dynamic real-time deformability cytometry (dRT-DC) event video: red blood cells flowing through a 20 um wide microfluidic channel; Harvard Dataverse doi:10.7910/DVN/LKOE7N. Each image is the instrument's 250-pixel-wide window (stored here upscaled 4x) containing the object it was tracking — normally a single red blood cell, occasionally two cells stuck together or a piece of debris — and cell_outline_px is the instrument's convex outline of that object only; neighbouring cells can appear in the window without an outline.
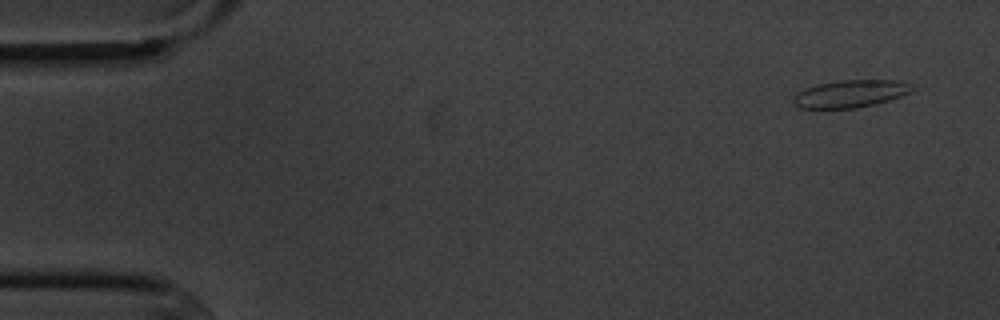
{"species": "common noctule bat (a hibernating species)", "species_latin": "Nyctalus noctula", "temperature_condition": "cold", "stored_images_in_passage": 10, "camera_frame_rate_fps": 3000, "um_per_image_px": 0.085, "animal": {"sex": "male", "body_mass_g": 20.1, "forearm_length_mm": 53.5}, "frame": {"image": 1, "passage_image": 1, "time_ms": 0.0, "image_size_px": [1000, 320], "cell_outline_px": [[916, 88], [912, 92], [888, 100], [856, 108], [800, 108], [792, 100], [804, 88], [816, 84], [840, 80], [900, 80], [912, 84]], "centroid_in_image_um": [72.34, 7.95], "position_along_channel_um": 12.7, "area_um2": 18.9}}
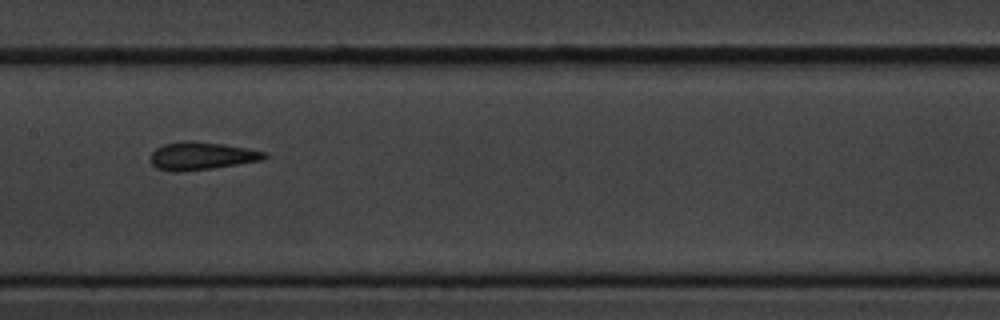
{"frame": {"image": 2, "passage_image": 8, "time_ms": 8.0, "image_size_px": [1000, 320], "cell_outline_px": [[268, 156], [264, 160], [212, 168], [184, 172], [172, 172], [156, 168], [148, 160], [148, 156], [156, 148], [164, 144], [184, 140], [192, 140], [224, 144], [264, 152]], "centroid_in_image_um": [17.05, 13.26], "position_along_channel_um": 190.3, "area_um2": 18.73}}
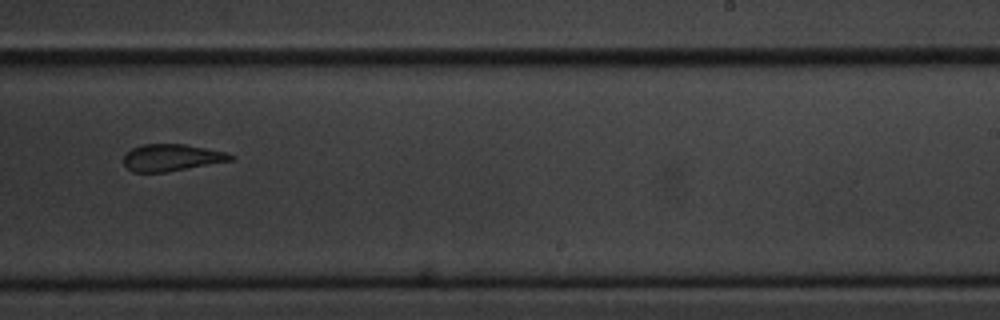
{"frame": {"image": 3, "passage_image": 10, "time_ms": 10.333, "image_size_px": [1000, 320], "cell_outline_px": [[236, 160], [164, 172], [132, 172], [124, 164], [124, 156], [132, 148], [144, 144], [184, 144], [228, 152], [236, 156]], "centroid_in_image_um": [14.65, 13.39], "position_along_channel_um": 274.3, "area_um2": 16.82}}